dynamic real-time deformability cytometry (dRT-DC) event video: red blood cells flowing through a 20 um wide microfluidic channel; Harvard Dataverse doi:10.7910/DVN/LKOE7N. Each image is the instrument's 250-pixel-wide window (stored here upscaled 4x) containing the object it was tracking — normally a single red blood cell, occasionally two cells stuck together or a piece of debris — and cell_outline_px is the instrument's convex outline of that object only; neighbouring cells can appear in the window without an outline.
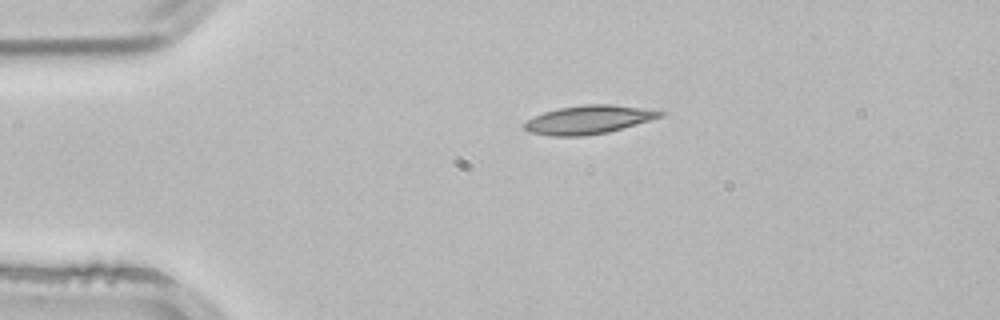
{"species": "common noctule bat (a hibernating species)", "species_latin": "Nyctalus noctula", "temperature_condition": "room temperature", "stored_images_in_passage": 3, "camera_frame_rate_fps": 3000, "um_per_image_px": 0.085, "animal": {"sex": "male", "body_mass_g": 21.5, "forearm_length_mm": 52.0}, "frame": {"image": 1, "passage_image": 1, "time_ms": 0.0, "image_size_px": [1000, 320], "cell_outline_px": [[664, 116], [608, 132], [584, 136], [548, 136], [528, 132], [524, 128], [524, 124], [528, 120], [544, 112], [560, 108], [584, 104], [612, 104], [640, 108], [664, 112]], "centroid_in_image_um": [50.0, 10.18], "position_along_channel_um": 35.0, "area_um2": 22.31}}